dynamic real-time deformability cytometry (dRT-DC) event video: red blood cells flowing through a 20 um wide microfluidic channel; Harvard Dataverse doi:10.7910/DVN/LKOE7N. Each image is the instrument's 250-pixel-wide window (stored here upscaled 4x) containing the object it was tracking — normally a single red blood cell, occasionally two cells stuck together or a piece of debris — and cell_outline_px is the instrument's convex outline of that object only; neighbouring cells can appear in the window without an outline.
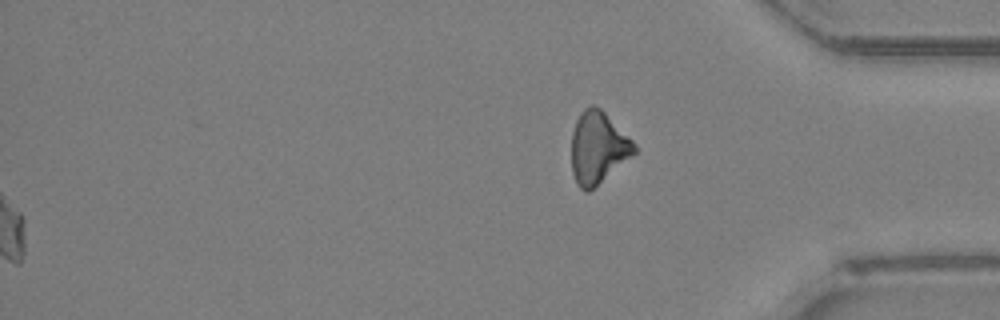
{"species": "Egyptian fruit bat (a non-hibernating species)", "species_latin": "Rousettus aegyptiacus", "temperature_condition": "room temperature", "stored_images_in_passage": 49, "segment_of_instrument_passage": [2, 2], "camera_frame_rate_fps": 3000, "um_per_image_px": 0.085, "animal": {"sex": "female"}, "frame": {"image": 1, "passage_image": 49, "time_ms": 16.0, "image_size_px": [1000, 320], "cell_outline_px": [[636, 152], [588, 192], [584, 192], [576, 184], [572, 172], [572, 132], [576, 120], [580, 112], [588, 104], [592, 104], [600, 108], [636, 144]], "centroid_in_image_um": [50.8, 12.53], "position_along_channel_um": 384.4, "area_um2": 26.07}}